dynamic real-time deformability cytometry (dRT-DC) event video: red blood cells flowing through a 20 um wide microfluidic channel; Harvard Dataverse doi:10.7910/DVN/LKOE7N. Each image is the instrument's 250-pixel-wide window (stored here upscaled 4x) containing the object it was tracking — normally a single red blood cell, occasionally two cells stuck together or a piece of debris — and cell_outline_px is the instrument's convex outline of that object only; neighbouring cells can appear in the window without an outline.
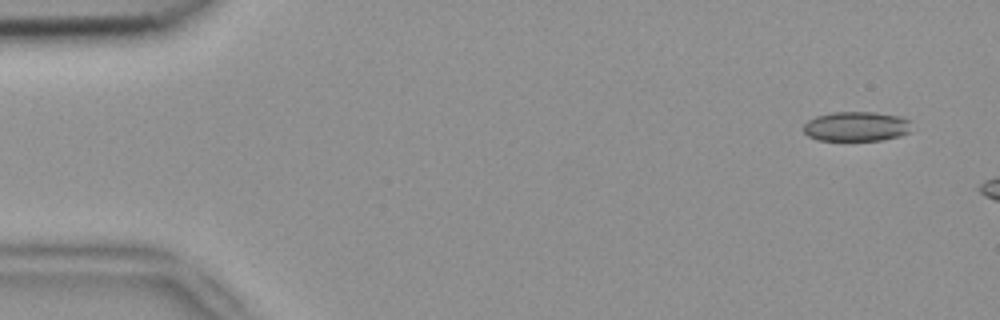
{"species": "common noctule bat (a hibernating species)", "species_latin": "Nyctalus noctula", "temperature_condition": "room temperature", "stored_images_in_passage": 3, "camera_frame_rate_fps": 3000, "um_per_image_px": 0.085, "animal": {"sex": "female", "body_mass_g": 18.4}, "frame": {"image": 1, "passage_image": 1, "time_ms": 0.0, "image_size_px": [1000, 320], "cell_outline_px": [[912, 120], [908, 132], [900, 136], [880, 140], [816, 140], [808, 136], [804, 132], [804, 124], [808, 120], [816, 116], [832, 112], [876, 112], [904, 116]], "centroid_in_image_um": [72.81, 10.73], "position_along_channel_um": 12.2, "area_um2": 18.9}}